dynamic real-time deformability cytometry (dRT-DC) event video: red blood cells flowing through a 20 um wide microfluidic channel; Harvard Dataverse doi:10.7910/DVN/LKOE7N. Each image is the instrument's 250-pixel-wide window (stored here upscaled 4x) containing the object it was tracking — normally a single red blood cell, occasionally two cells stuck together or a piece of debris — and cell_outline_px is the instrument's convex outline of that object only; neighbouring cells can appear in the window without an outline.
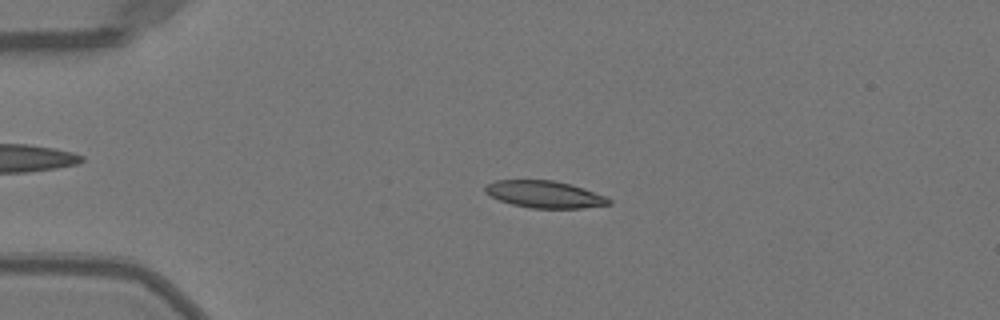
{"species": "Egyptian fruit bat (a non-hibernating species)", "species_latin": "Rousettus aegyptiacus", "temperature_condition": "warm", "stored_images_in_passage": 51, "camera_frame_rate_fps": 3000, "um_per_image_px": 0.085, "animal": {"sex": "female"}, "frame": {"image": 1, "passage_image": 12, "time_ms": 3.667, "image_size_px": [1000, 320], "cell_outline_px": [[612, 204], [580, 208], [532, 208], [512, 204], [500, 200], [484, 192], [484, 184], [496, 180], [556, 180], [572, 184], [584, 188], [604, 196], [612, 200]], "centroid_in_image_um": [46.28, 16.51], "position_along_channel_um": 38.7, "area_um2": 19.54}}
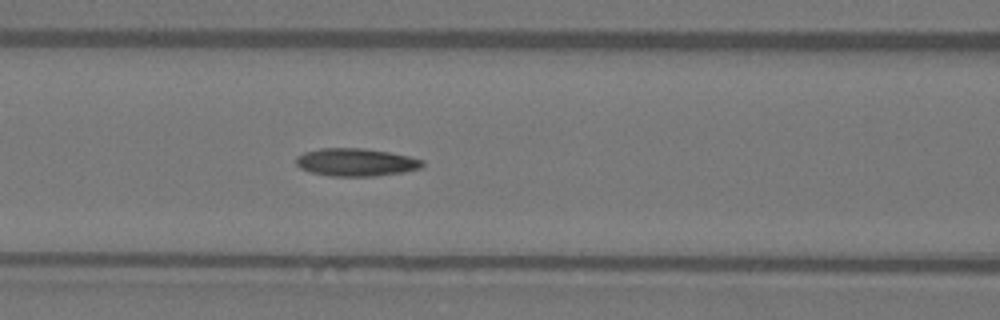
{"frame": {"image": 2, "passage_image": 22, "time_ms": 7.0, "image_size_px": [1000, 320], "cell_outline_px": [[424, 164], [420, 168], [404, 172], [376, 176], [332, 176], [312, 172], [300, 168], [296, 164], [296, 156], [304, 152], [320, 148], [364, 148], [388, 152], [408, 156], [424, 160]], "centroid_in_image_um": [30.25, 13.79], "position_along_channel_um": 136.3, "area_um2": 20.46}}
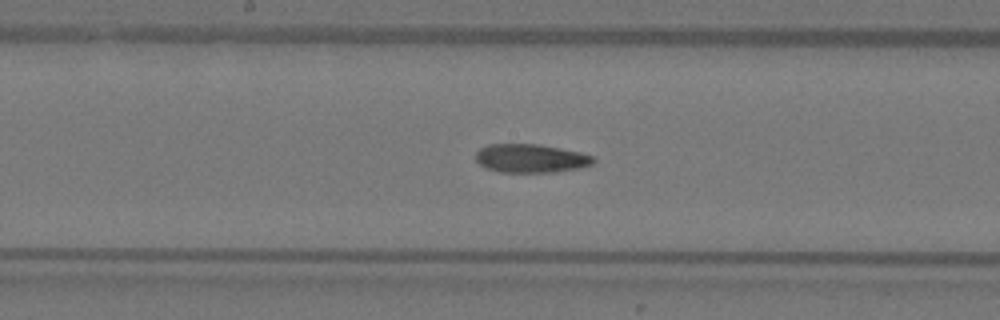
{"frame": {"image": 3, "passage_image": 27, "time_ms": 8.667, "image_size_px": [1000, 320], "cell_outline_px": [[596, 160], [592, 164], [580, 168], [556, 172], [496, 172], [480, 164], [476, 160], [476, 152], [480, 148], [488, 144], [540, 144], [580, 152], [592, 156]], "centroid_in_image_um": [45.12, 13.46], "position_along_channel_um": 203.1, "area_um2": 19.65}, "authors_computed_cell_mechanics": {"area_um2": 19.5364, "velocity_mm_per_s": 4.0176, "shape_relaxation_time_tau1_ms": null, "shape_relaxation_time_tau2_ms": 2.9069, "deformation_change_tau1": null, "deformation_change_tau2": 0.095}}